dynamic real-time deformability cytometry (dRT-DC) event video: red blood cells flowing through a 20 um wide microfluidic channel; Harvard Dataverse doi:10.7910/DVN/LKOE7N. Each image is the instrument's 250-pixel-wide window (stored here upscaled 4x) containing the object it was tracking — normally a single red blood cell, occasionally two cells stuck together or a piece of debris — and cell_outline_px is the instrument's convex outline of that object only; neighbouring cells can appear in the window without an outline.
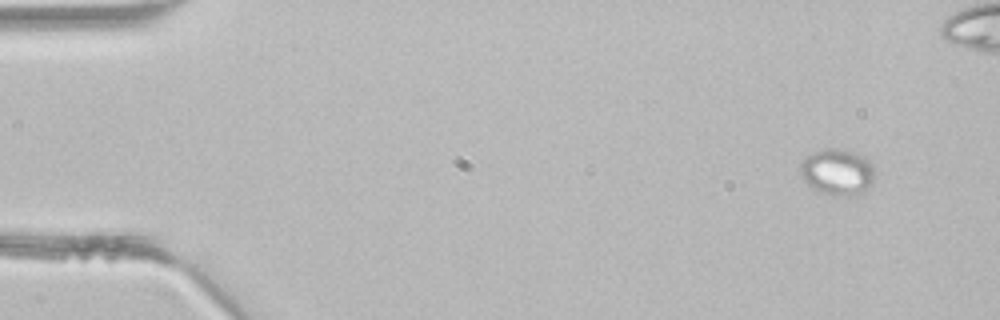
{"species": "common noctule bat (a hibernating species)", "species_latin": "Nyctalus noctula", "temperature_condition": "room temperature", "stored_images_in_passage": 4, "camera_frame_rate_fps": 3000, "um_per_image_px": 0.085, "animal": {"sex": "male", "body_mass_g": 21.5, "forearm_length_mm": 52.0}, "frame": {"image": 1, "passage_image": 1, "time_ms": 0.0, "image_size_px": [1000, 320], "cell_outline_px": [[872, 180], [864, 192], [856, 196], [844, 196], [820, 192], [812, 188], [804, 180], [800, 172], [800, 164], [812, 152], [820, 148], [840, 148], [864, 156], [872, 164]], "centroid_in_image_um": [71.15, 14.61], "position_along_channel_um": 13.9, "area_um2": 19.94}}